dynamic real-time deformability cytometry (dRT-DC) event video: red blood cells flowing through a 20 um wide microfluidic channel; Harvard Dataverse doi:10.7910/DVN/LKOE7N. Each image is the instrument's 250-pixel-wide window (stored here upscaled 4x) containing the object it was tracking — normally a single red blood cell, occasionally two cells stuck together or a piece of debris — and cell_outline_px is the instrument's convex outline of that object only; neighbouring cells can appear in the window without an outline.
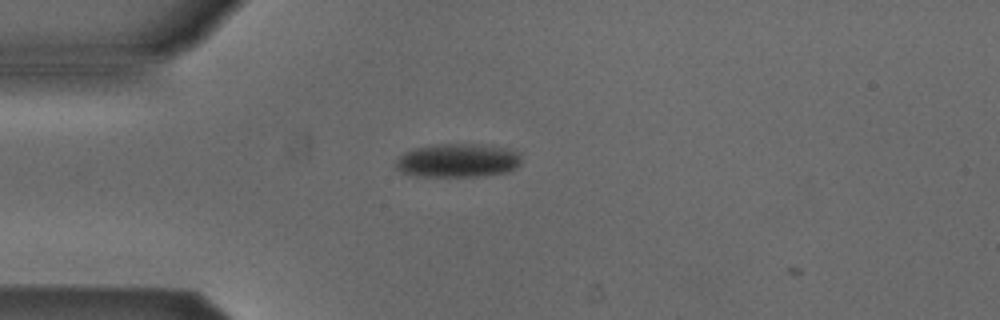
{"species": "Egyptian fruit bat (a non-hibernating species)", "species_latin": "Rousettus aegyptiacus", "temperature_condition": "cold", "stored_images_in_passage": 2, "camera_frame_rate_fps": 3000, "um_per_image_px": 0.085, "animal": {"sex": "male"}, "frame": {"image": 1, "passage_image": 2, "time_ms": 0.333, "image_size_px": [1000, 320], "cell_outline_px": [[520, 164], [516, 168], [508, 172], [480, 176], [416, 176], [400, 172], [396, 168], [396, 164], [400, 156], [404, 152], [416, 148], [440, 144], [476, 144], [508, 148], [520, 152]], "centroid_in_image_um": [38.94, 13.64], "position_along_channel_um": 46.1, "area_um2": 24.62}}